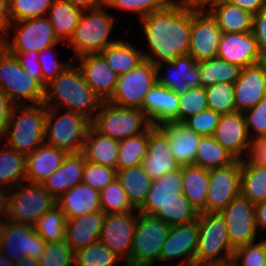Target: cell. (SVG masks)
I'll return each instance as SVG.
<instances>
[{
  "instance_id": "obj_68",
  "label": "cell",
  "mask_w": 266,
  "mask_h": 266,
  "mask_svg": "<svg viewBox=\"0 0 266 266\" xmlns=\"http://www.w3.org/2000/svg\"><path fill=\"white\" fill-rule=\"evenodd\" d=\"M15 266H39V260L32 257H25L21 261L16 262Z\"/></svg>"
},
{
  "instance_id": "obj_31",
  "label": "cell",
  "mask_w": 266,
  "mask_h": 266,
  "mask_svg": "<svg viewBox=\"0 0 266 266\" xmlns=\"http://www.w3.org/2000/svg\"><path fill=\"white\" fill-rule=\"evenodd\" d=\"M182 193V169L152 180L144 204L137 210L138 213L153 215L160 206L178 198Z\"/></svg>"
},
{
  "instance_id": "obj_50",
  "label": "cell",
  "mask_w": 266,
  "mask_h": 266,
  "mask_svg": "<svg viewBox=\"0 0 266 266\" xmlns=\"http://www.w3.org/2000/svg\"><path fill=\"white\" fill-rule=\"evenodd\" d=\"M74 250L66 241L46 242L45 251L39 259V266H71L74 265Z\"/></svg>"
},
{
  "instance_id": "obj_69",
  "label": "cell",
  "mask_w": 266,
  "mask_h": 266,
  "mask_svg": "<svg viewBox=\"0 0 266 266\" xmlns=\"http://www.w3.org/2000/svg\"><path fill=\"white\" fill-rule=\"evenodd\" d=\"M0 266H15V263L4 252H0Z\"/></svg>"
},
{
  "instance_id": "obj_7",
  "label": "cell",
  "mask_w": 266,
  "mask_h": 266,
  "mask_svg": "<svg viewBox=\"0 0 266 266\" xmlns=\"http://www.w3.org/2000/svg\"><path fill=\"white\" fill-rule=\"evenodd\" d=\"M101 8L84 10L73 36L68 40L78 57L100 53L116 42L108 40L114 19Z\"/></svg>"
},
{
  "instance_id": "obj_66",
  "label": "cell",
  "mask_w": 266,
  "mask_h": 266,
  "mask_svg": "<svg viewBox=\"0 0 266 266\" xmlns=\"http://www.w3.org/2000/svg\"><path fill=\"white\" fill-rule=\"evenodd\" d=\"M9 190L4 191L0 188V216L3 215L5 220L8 219V206H9ZM8 193V194H7Z\"/></svg>"
},
{
  "instance_id": "obj_9",
  "label": "cell",
  "mask_w": 266,
  "mask_h": 266,
  "mask_svg": "<svg viewBox=\"0 0 266 266\" xmlns=\"http://www.w3.org/2000/svg\"><path fill=\"white\" fill-rule=\"evenodd\" d=\"M197 221L199 235L195 262L231 260L235 249L231 246L224 217L219 212H200ZM223 250L225 256H219Z\"/></svg>"
},
{
  "instance_id": "obj_20",
  "label": "cell",
  "mask_w": 266,
  "mask_h": 266,
  "mask_svg": "<svg viewBox=\"0 0 266 266\" xmlns=\"http://www.w3.org/2000/svg\"><path fill=\"white\" fill-rule=\"evenodd\" d=\"M266 95V62H260L241 69L234 82L236 111L244 112L258 104Z\"/></svg>"
},
{
  "instance_id": "obj_48",
  "label": "cell",
  "mask_w": 266,
  "mask_h": 266,
  "mask_svg": "<svg viewBox=\"0 0 266 266\" xmlns=\"http://www.w3.org/2000/svg\"><path fill=\"white\" fill-rule=\"evenodd\" d=\"M53 0H8L9 15L13 21L43 17Z\"/></svg>"
},
{
  "instance_id": "obj_70",
  "label": "cell",
  "mask_w": 266,
  "mask_h": 266,
  "mask_svg": "<svg viewBox=\"0 0 266 266\" xmlns=\"http://www.w3.org/2000/svg\"><path fill=\"white\" fill-rule=\"evenodd\" d=\"M0 31L2 32L0 35V53L4 52L6 50V33L0 28ZM5 35V37H4Z\"/></svg>"
},
{
  "instance_id": "obj_46",
  "label": "cell",
  "mask_w": 266,
  "mask_h": 266,
  "mask_svg": "<svg viewBox=\"0 0 266 266\" xmlns=\"http://www.w3.org/2000/svg\"><path fill=\"white\" fill-rule=\"evenodd\" d=\"M208 109L220 115L236 112L234 84L218 82L205 88Z\"/></svg>"
},
{
  "instance_id": "obj_67",
  "label": "cell",
  "mask_w": 266,
  "mask_h": 266,
  "mask_svg": "<svg viewBox=\"0 0 266 266\" xmlns=\"http://www.w3.org/2000/svg\"><path fill=\"white\" fill-rule=\"evenodd\" d=\"M189 266H234V264L231 259L228 261H221V262H204V263L193 262Z\"/></svg>"
},
{
  "instance_id": "obj_47",
  "label": "cell",
  "mask_w": 266,
  "mask_h": 266,
  "mask_svg": "<svg viewBox=\"0 0 266 266\" xmlns=\"http://www.w3.org/2000/svg\"><path fill=\"white\" fill-rule=\"evenodd\" d=\"M100 206L105 214L133 212L134 208L117 179L100 191Z\"/></svg>"
},
{
  "instance_id": "obj_33",
  "label": "cell",
  "mask_w": 266,
  "mask_h": 266,
  "mask_svg": "<svg viewBox=\"0 0 266 266\" xmlns=\"http://www.w3.org/2000/svg\"><path fill=\"white\" fill-rule=\"evenodd\" d=\"M118 148L119 141L102 135L91 126L82 153L86 161L116 168Z\"/></svg>"
},
{
  "instance_id": "obj_18",
  "label": "cell",
  "mask_w": 266,
  "mask_h": 266,
  "mask_svg": "<svg viewBox=\"0 0 266 266\" xmlns=\"http://www.w3.org/2000/svg\"><path fill=\"white\" fill-rule=\"evenodd\" d=\"M145 172L152 180L181 168L173 157L166 132L160 126L149 128L147 154L141 162Z\"/></svg>"
},
{
  "instance_id": "obj_21",
  "label": "cell",
  "mask_w": 266,
  "mask_h": 266,
  "mask_svg": "<svg viewBox=\"0 0 266 266\" xmlns=\"http://www.w3.org/2000/svg\"><path fill=\"white\" fill-rule=\"evenodd\" d=\"M79 59L78 67L85 82L102 102L108 101L115 91L118 74L108 66L100 53L86 54Z\"/></svg>"
},
{
  "instance_id": "obj_15",
  "label": "cell",
  "mask_w": 266,
  "mask_h": 266,
  "mask_svg": "<svg viewBox=\"0 0 266 266\" xmlns=\"http://www.w3.org/2000/svg\"><path fill=\"white\" fill-rule=\"evenodd\" d=\"M23 24L24 26H21ZM15 25L22 28L17 30L12 43L6 37L8 52H41L47 47L55 46L60 41L47 17L16 21Z\"/></svg>"
},
{
  "instance_id": "obj_17",
  "label": "cell",
  "mask_w": 266,
  "mask_h": 266,
  "mask_svg": "<svg viewBox=\"0 0 266 266\" xmlns=\"http://www.w3.org/2000/svg\"><path fill=\"white\" fill-rule=\"evenodd\" d=\"M221 35L216 21L207 11L200 9L192 17L188 54L196 62L217 58Z\"/></svg>"
},
{
  "instance_id": "obj_37",
  "label": "cell",
  "mask_w": 266,
  "mask_h": 266,
  "mask_svg": "<svg viewBox=\"0 0 266 266\" xmlns=\"http://www.w3.org/2000/svg\"><path fill=\"white\" fill-rule=\"evenodd\" d=\"M240 194L253 204L266 200V166L241 160Z\"/></svg>"
},
{
  "instance_id": "obj_63",
  "label": "cell",
  "mask_w": 266,
  "mask_h": 266,
  "mask_svg": "<svg viewBox=\"0 0 266 266\" xmlns=\"http://www.w3.org/2000/svg\"><path fill=\"white\" fill-rule=\"evenodd\" d=\"M74 7L84 10H91L99 7H103L104 0H67Z\"/></svg>"
},
{
  "instance_id": "obj_57",
  "label": "cell",
  "mask_w": 266,
  "mask_h": 266,
  "mask_svg": "<svg viewBox=\"0 0 266 266\" xmlns=\"http://www.w3.org/2000/svg\"><path fill=\"white\" fill-rule=\"evenodd\" d=\"M9 53L15 55L24 70L43 85V75L41 72L40 63L38 61L39 52L28 51Z\"/></svg>"
},
{
  "instance_id": "obj_40",
  "label": "cell",
  "mask_w": 266,
  "mask_h": 266,
  "mask_svg": "<svg viewBox=\"0 0 266 266\" xmlns=\"http://www.w3.org/2000/svg\"><path fill=\"white\" fill-rule=\"evenodd\" d=\"M241 67L219 58L198 61L201 86L206 88L218 82L234 84Z\"/></svg>"
},
{
  "instance_id": "obj_12",
  "label": "cell",
  "mask_w": 266,
  "mask_h": 266,
  "mask_svg": "<svg viewBox=\"0 0 266 266\" xmlns=\"http://www.w3.org/2000/svg\"><path fill=\"white\" fill-rule=\"evenodd\" d=\"M1 252L14 256V263L25 257L40 259L46 242L35 232L31 224L5 221L0 226ZM12 256V257H13Z\"/></svg>"
},
{
  "instance_id": "obj_13",
  "label": "cell",
  "mask_w": 266,
  "mask_h": 266,
  "mask_svg": "<svg viewBox=\"0 0 266 266\" xmlns=\"http://www.w3.org/2000/svg\"><path fill=\"white\" fill-rule=\"evenodd\" d=\"M224 217L231 246L238 247L256 239L257 225L254 204L239 194L221 212Z\"/></svg>"
},
{
  "instance_id": "obj_26",
  "label": "cell",
  "mask_w": 266,
  "mask_h": 266,
  "mask_svg": "<svg viewBox=\"0 0 266 266\" xmlns=\"http://www.w3.org/2000/svg\"><path fill=\"white\" fill-rule=\"evenodd\" d=\"M86 159L82 152L68 153L62 165L46 178L41 186L55 199L83 180V168Z\"/></svg>"
},
{
  "instance_id": "obj_60",
  "label": "cell",
  "mask_w": 266,
  "mask_h": 266,
  "mask_svg": "<svg viewBox=\"0 0 266 266\" xmlns=\"http://www.w3.org/2000/svg\"><path fill=\"white\" fill-rule=\"evenodd\" d=\"M250 160L258 166H266V139L252 141Z\"/></svg>"
},
{
  "instance_id": "obj_10",
  "label": "cell",
  "mask_w": 266,
  "mask_h": 266,
  "mask_svg": "<svg viewBox=\"0 0 266 266\" xmlns=\"http://www.w3.org/2000/svg\"><path fill=\"white\" fill-rule=\"evenodd\" d=\"M157 83V69L146 59L127 73L118 75L115 91L108 100L119 107L142 108L148 91Z\"/></svg>"
},
{
  "instance_id": "obj_51",
  "label": "cell",
  "mask_w": 266,
  "mask_h": 266,
  "mask_svg": "<svg viewBox=\"0 0 266 266\" xmlns=\"http://www.w3.org/2000/svg\"><path fill=\"white\" fill-rule=\"evenodd\" d=\"M117 179V169L95 164L89 161L85 162L83 168L82 182L89 185L97 191H101L107 185Z\"/></svg>"
},
{
  "instance_id": "obj_11",
  "label": "cell",
  "mask_w": 266,
  "mask_h": 266,
  "mask_svg": "<svg viewBox=\"0 0 266 266\" xmlns=\"http://www.w3.org/2000/svg\"><path fill=\"white\" fill-rule=\"evenodd\" d=\"M20 184V190L9 195L8 221L34 225L46 212L53 209L56 199L41 185Z\"/></svg>"
},
{
  "instance_id": "obj_19",
  "label": "cell",
  "mask_w": 266,
  "mask_h": 266,
  "mask_svg": "<svg viewBox=\"0 0 266 266\" xmlns=\"http://www.w3.org/2000/svg\"><path fill=\"white\" fill-rule=\"evenodd\" d=\"M252 32L222 33L217 58L240 66H251L264 61Z\"/></svg>"
},
{
  "instance_id": "obj_61",
  "label": "cell",
  "mask_w": 266,
  "mask_h": 266,
  "mask_svg": "<svg viewBox=\"0 0 266 266\" xmlns=\"http://www.w3.org/2000/svg\"><path fill=\"white\" fill-rule=\"evenodd\" d=\"M231 4L237 5L243 10L248 11L252 15L261 9L266 8V0H227Z\"/></svg>"
},
{
  "instance_id": "obj_16",
  "label": "cell",
  "mask_w": 266,
  "mask_h": 266,
  "mask_svg": "<svg viewBox=\"0 0 266 266\" xmlns=\"http://www.w3.org/2000/svg\"><path fill=\"white\" fill-rule=\"evenodd\" d=\"M137 218L133 212L105 214L100 241L130 266V252Z\"/></svg>"
},
{
  "instance_id": "obj_30",
  "label": "cell",
  "mask_w": 266,
  "mask_h": 266,
  "mask_svg": "<svg viewBox=\"0 0 266 266\" xmlns=\"http://www.w3.org/2000/svg\"><path fill=\"white\" fill-rule=\"evenodd\" d=\"M207 12L216 21L221 33L252 32L253 15L227 0H210Z\"/></svg>"
},
{
  "instance_id": "obj_36",
  "label": "cell",
  "mask_w": 266,
  "mask_h": 266,
  "mask_svg": "<svg viewBox=\"0 0 266 266\" xmlns=\"http://www.w3.org/2000/svg\"><path fill=\"white\" fill-rule=\"evenodd\" d=\"M100 54L118 75L131 71L145 60L143 53L136 50L129 42L120 40L108 45Z\"/></svg>"
},
{
  "instance_id": "obj_4",
  "label": "cell",
  "mask_w": 266,
  "mask_h": 266,
  "mask_svg": "<svg viewBox=\"0 0 266 266\" xmlns=\"http://www.w3.org/2000/svg\"><path fill=\"white\" fill-rule=\"evenodd\" d=\"M96 113L95 119L91 121V126L102 135L117 141L142 134L152 126L141 109L119 107L108 101L102 102Z\"/></svg>"
},
{
  "instance_id": "obj_1",
  "label": "cell",
  "mask_w": 266,
  "mask_h": 266,
  "mask_svg": "<svg viewBox=\"0 0 266 266\" xmlns=\"http://www.w3.org/2000/svg\"><path fill=\"white\" fill-rule=\"evenodd\" d=\"M199 8L170 4L168 7L153 11L142 20L144 33L150 53L144 58L157 69V76L162 63H171L177 57L188 55L192 17Z\"/></svg>"
},
{
  "instance_id": "obj_43",
  "label": "cell",
  "mask_w": 266,
  "mask_h": 266,
  "mask_svg": "<svg viewBox=\"0 0 266 266\" xmlns=\"http://www.w3.org/2000/svg\"><path fill=\"white\" fill-rule=\"evenodd\" d=\"M149 129L138 135L119 141L116 169H126L140 165L147 154Z\"/></svg>"
},
{
  "instance_id": "obj_32",
  "label": "cell",
  "mask_w": 266,
  "mask_h": 266,
  "mask_svg": "<svg viewBox=\"0 0 266 266\" xmlns=\"http://www.w3.org/2000/svg\"><path fill=\"white\" fill-rule=\"evenodd\" d=\"M171 66L170 76H157V83L182 94L194 87H201L200 73L198 70V62H196L189 54L177 57L173 62L167 63Z\"/></svg>"
},
{
  "instance_id": "obj_64",
  "label": "cell",
  "mask_w": 266,
  "mask_h": 266,
  "mask_svg": "<svg viewBox=\"0 0 266 266\" xmlns=\"http://www.w3.org/2000/svg\"><path fill=\"white\" fill-rule=\"evenodd\" d=\"M254 208L257 229L261 226L263 230L266 228V200L254 204Z\"/></svg>"
},
{
  "instance_id": "obj_53",
  "label": "cell",
  "mask_w": 266,
  "mask_h": 266,
  "mask_svg": "<svg viewBox=\"0 0 266 266\" xmlns=\"http://www.w3.org/2000/svg\"><path fill=\"white\" fill-rule=\"evenodd\" d=\"M107 6L134 10L140 13L141 19L153 11H158L168 7L170 0H104Z\"/></svg>"
},
{
  "instance_id": "obj_54",
  "label": "cell",
  "mask_w": 266,
  "mask_h": 266,
  "mask_svg": "<svg viewBox=\"0 0 266 266\" xmlns=\"http://www.w3.org/2000/svg\"><path fill=\"white\" fill-rule=\"evenodd\" d=\"M220 116L219 113L207 108L206 110L189 117L183 123L201 136H213Z\"/></svg>"
},
{
  "instance_id": "obj_52",
  "label": "cell",
  "mask_w": 266,
  "mask_h": 266,
  "mask_svg": "<svg viewBox=\"0 0 266 266\" xmlns=\"http://www.w3.org/2000/svg\"><path fill=\"white\" fill-rule=\"evenodd\" d=\"M239 259H242V266H262L266 260V240L236 248L232 257L234 266H239Z\"/></svg>"
},
{
  "instance_id": "obj_34",
  "label": "cell",
  "mask_w": 266,
  "mask_h": 266,
  "mask_svg": "<svg viewBox=\"0 0 266 266\" xmlns=\"http://www.w3.org/2000/svg\"><path fill=\"white\" fill-rule=\"evenodd\" d=\"M182 193L200 212H206V199L209 185V170L195 166H181Z\"/></svg>"
},
{
  "instance_id": "obj_25",
  "label": "cell",
  "mask_w": 266,
  "mask_h": 266,
  "mask_svg": "<svg viewBox=\"0 0 266 266\" xmlns=\"http://www.w3.org/2000/svg\"><path fill=\"white\" fill-rule=\"evenodd\" d=\"M105 213L98 210L77 218L66 219L65 241L75 251L100 239Z\"/></svg>"
},
{
  "instance_id": "obj_29",
  "label": "cell",
  "mask_w": 266,
  "mask_h": 266,
  "mask_svg": "<svg viewBox=\"0 0 266 266\" xmlns=\"http://www.w3.org/2000/svg\"><path fill=\"white\" fill-rule=\"evenodd\" d=\"M56 202L66 219L101 210L100 192L83 182L70 188Z\"/></svg>"
},
{
  "instance_id": "obj_59",
  "label": "cell",
  "mask_w": 266,
  "mask_h": 266,
  "mask_svg": "<svg viewBox=\"0 0 266 266\" xmlns=\"http://www.w3.org/2000/svg\"><path fill=\"white\" fill-rule=\"evenodd\" d=\"M14 104L0 88V140L6 132Z\"/></svg>"
},
{
  "instance_id": "obj_28",
  "label": "cell",
  "mask_w": 266,
  "mask_h": 266,
  "mask_svg": "<svg viewBox=\"0 0 266 266\" xmlns=\"http://www.w3.org/2000/svg\"><path fill=\"white\" fill-rule=\"evenodd\" d=\"M67 152L46 143L26 156V180L41 185L61 165Z\"/></svg>"
},
{
  "instance_id": "obj_49",
  "label": "cell",
  "mask_w": 266,
  "mask_h": 266,
  "mask_svg": "<svg viewBox=\"0 0 266 266\" xmlns=\"http://www.w3.org/2000/svg\"><path fill=\"white\" fill-rule=\"evenodd\" d=\"M208 108L206 91L204 87L190 88L179 94V114L177 122H184L189 117L202 112Z\"/></svg>"
},
{
  "instance_id": "obj_23",
  "label": "cell",
  "mask_w": 266,
  "mask_h": 266,
  "mask_svg": "<svg viewBox=\"0 0 266 266\" xmlns=\"http://www.w3.org/2000/svg\"><path fill=\"white\" fill-rule=\"evenodd\" d=\"M141 110L153 126L177 122L179 94L156 83L146 94Z\"/></svg>"
},
{
  "instance_id": "obj_44",
  "label": "cell",
  "mask_w": 266,
  "mask_h": 266,
  "mask_svg": "<svg viewBox=\"0 0 266 266\" xmlns=\"http://www.w3.org/2000/svg\"><path fill=\"white\" fill-rule=\"evenodd\" d=\"M65 224V214L56 205L42 215L33 226L45 242H59L65 240Z\"/></svg>"
},
{
  "instance_id": "obj_35",
  "label": "cell",
  "mask_w": 266,
  "mask_h": 266,
  "mask_svg": "<svg viewBox=\"0 0 266 266\" xmlns=\"http://www.w3.org/2000/svg\"><path fill=\"white\" fill-rule=\"evenodd\" d=\"M117 180L128 195L132 206L138 210L145 202L152 179L140 164L126 169H117Z\"/></svg>"
},
{
  "instance_id": "obj_27",
  "label": "cell",
  "mask_w": 266,
  "mask_h": 266,
  "mask_svg": "<svg viewBox=\"0 0 266 266\" xmlns=\"http://www.w3.org/2000/svg\"><path fill=\"white\" fill-rule=\"evenodd\" d=\"M160 127L166 132L173 157L181 166L194 165L201 135L183 122H165Z\"/></svg>"
},
{
  "instance_id": "obj_6",
  "label": "cell",
  "mask_w": 266,
  "mask_h": 266,
  "mask_svg": "<svg viewBox=\"0 0 266 266\" xmlns=\"http://www.w3.org/2000/svg\"><path fill=\"white\" fill-rule=\"evenodd\" d=\"M0 88L14 105L26 104L22 100H31L33 104L44 101L45 87L7 50L0 53Z\"/></svg>"
},
{
  "instance_id": "obj_24",
  "label": "cell",
  "mask_w": 266,
  "mask_h": 266,
  "mask_svg": "<svg viewBox=\"0 0 266 266\" xmlns=\"http://www.w3.org/2000/svg\"><path fill=\"white\" fill-rule=\"evenodd\" d=\"M199 225L198 221L188 224L170 227L164 241L159 260H170L177 257H185L188 266L195 262V253L198 245Z\"/></svg>"
},
{
  "instance_id": "obj_58",
  "label": "cell",
  "mask_w": 266,
  "mask_h": 266,
  "mask_svg": "<svg viewBox=\"0 0 266 266\" xmlns=\"http://www.w3.org/2000/svg\"><path fill=\"white\" fill-rule=\"evenodd\" d=\"M252 34L262 54L266 55V8L253 15Z\"/></svg>"
},
{
  "instance_id": "obj_65",
  "label": "cell",
  "mask_w": 266,
  "mask_h": 266,
  "mask_svg": "<svg viewBox=\"0 0 266 266\" xmlns=\"http://www.w3.org/2000/svg\"><path fill=\"white\" fill-rule=\"evenodd\" d=\"M170 3L173 5H182L191 8L203 9L204 7H207V5L210 3V0H180L179 2L170 0Z\"/></svg>"
},
{
  "instance_id": "obj_39",
  "label": "cell",
  "mask_w": 266,
  "mask_h": 266,
  "mask_svg": "<svg viewBox=\"0 0 266 266\" xmlns=\"http://www.w3.org/2000/svg\"><path fill=\"white\" fill-rule=\"evenodd\" d=\"M237 159L213 136H201L194 159V165L207 170L231 165Z\"/></svg>"
},
{
  "instance_id": "obj_22",
  "label": "cell",
  "mask_w": 266,
  "mask_h": 266,
  "mask_svg": "<svg viewBox=\"0 0 266 266\" xmlns=\"http://www.w3.org/2000/svg\"><path fill=\"white\" fill-rule=\"evenodd\" d=\"M243 112L226 113L220 116L213 137L237 160H242V152L251 149L252 139L249 137Z\"/></svg>"
},
{
  "instance_id": "obj_42",
  "label": "cell",
  "mask_w": 266,
  "mask_h": 266,
  "mask_svg": "<svg viewBox=\"0 0 266 266\" xmlns=\"http://www.w3.org/2000/svg\"><path fill=\"white\" fill-rule=\"evenodd\" d=\"M0 152V187L6 185L12 187L26 180V156L6 146ZM20 180V181H19Z\"/></svg>"
},
{
  "instance_id": "obj_41",
  "label": "cell",
  "mask_w": 266,
  "mask_h": 266,
  "mask_svg": "<svg viewBox=\"0 0 266 266\" xmlns=\"http://www.w3.org/2000/svg\"><path fill=\"white\" fill-rule=\"evenodd\" d=\"M152 216L172 227L196 221L199 212L183 193H179L178 198L160 206Z\"/></svg>"
},
{
  "instance_id": "obj_45",
  "label": "cell",
  "mask_w": 266,
  "mask_h": 266,
  "mask_svg": "<svg viewBox=\"0 0 266 266\" xmlns=\"http://www.w3.org/2000/svg\"><path fill=\"white\" fill-rule=\"evenodd\" d=\"M121 258L100 240L75 251V266H113Z\"/></svg>"
},
{
  "instance_id": "obj_55",
  "label": "cell",
  "mask_w": 266,
  "mask_h": 266,
  "mask_svg": "<svg viewBox=\"0 0 266 266\" xmlns=\"http://www.w3.org/2000/svg\"><path fill=\"white\" fill-rule=\"evenodd\" d=\"M247 112V115L245 116ZM245 122L249 134L250 128L256 133L252 141L257 139H266V95L258 102V104L244 111Z\"/></svg>"
},
{
  "instance_id": "obj_38",
  "label": "cell",
  "mask_w": 266,
  "mask_h": 266,
  "mask_svg": "<svg viewBox=\"0 0 266 266\" xmlns=\"http://www.w3.org/2000/svg\"><path fill=\"white\" fill-rule=\"evenodd\" d=\"M49 12L50 14L47 17L55 35L59 40L65 37L70 39L74 34L83 11L74 7L67 0H53Z\"/></svg>"
},
{
  "instance_id": "obj_2",
  "label": "cell",
  "mask_w": 266,
  "mask_h": 266,
  "mask_svg": "<svg viewBox=\"0 0 266 266\" xmlns=\"http://www.w3.org/2000/svg\"><path fill=\"white\" fill-rule=\"evenodd\" d=\"M70 65L45 87L43 103L46 107H52V98L57 106L67 108L73 113L85 116L93 120L94 115L100 108L102 100L94 93L85 82L84 77L77 66Z\"/></svg>"
},
{
  "instance_id": "obj_62",
  "label": "cell",
  "mask_w": 266,
  "mask_h": 266,
  "mask_svg": "<svg viewBox=\"0 0 266 266\" xmlns=\"http://www.w3.org/2000/svg\"><path fill=\"white\" fill-rule=\"evenodd\" d=\"M9 15L8 0H0V28L6 33L7 28L12 27Z\"/></svg>"
},
{
  "instance_id": "obj_3",
  "label": "cell",
  "mask_w": 266,
  "mask_h": 266,
  "mask_svg": "<svg viewBox=\"0 0 266 266\" xmlns=\"http://www.w3.org/2000/svg\"><path fill=\"white\" fill-rule=\"evenodd\" d=\"M46 114L47 107L44 103L14 105L5 132L9 133L6 145L25 156L35 151L45 143Z\"/></svg>"
},
{
  "instance_id": "obj_8",
  "label": "cell",
  "mask_w": 266,
  "mask_h": 266,
  "mask_svg": "<svg viewBox=\"0 0 266 266\" xmlns=\"http://www.w3.org/2000/svg\"><path fill=\"white\" fill-rule=\"evenodd\" d=\"M169 230L170 226L162 220L139 213L131 244L130 266H152L154 260H159Z\"/></svg>"
},
{
  "instance_id": "obj_5",
  "label": "cell",
  "mask_w": 266,
  "mask_h": 266,
  "mask_svg": "<svg viewBox=\"0 0 266 266\" xmlns=\"http://www.w3.org/2000/svg\"><path fill=\"white\" fill-rule=\"evenodd\" d=\"M56 114V110L47 107L45 143L67 153L82 152L87 133L91 127V120L68 110L53 123Z\"/></svg>"
},
{
  "instance_id": "obj_14",
  "label": "cell",
  "mask_w": 266,
  "mask_h": 266,
  "mask_svg": "<svg viewBox=\"0 0 266 266\" xmlns=\"http://www.w3.org/2000/svg\"><path fill=\"white\" fill-rule=\"evenodd\" d=\"M241 160L229 166L209 170L206 212H221L240 194Z\"/></svg>"
},
{
  "instance_id": "obj_56",
  "label": "cell",
  "mask_w": 266,
  "mask_h": 266,
  "mask_svg": "<svg viewBox=\"0 0 266 266\" xmlns=\"http://www.w3.org/2000/svg\"><path fill=\"white\" fill-rule=\"evenodd\" d=\"M52 47L50 46L39 52L38 61L40 63L41 72L43 75V86L46 87V85L53 79H55L59 74H61L67 67H69L71 64V61L69 63H59L54 60V58H46L44 55L47 53L49 54L52 51ZM51 49V50H50ZM49 56V55H48ZM44 57V58H43Z\"/></svg>"
},
{
  "instance_id": "obj_71",
  "label": "cell",
  "mask_w": 266,
  "mask_h": 266,
  "mask_svg": "<svg viewBox=\"0 0 266 266\" xmlns=\"http://www.w3.org/2000/svg\"><path fill=\"white\" fill-rule=\"evenodd\" d=\"M5 221L0 220V226L4 223ZM0 252H1V237H0Z\"/></svg>"
}]
</instances>
